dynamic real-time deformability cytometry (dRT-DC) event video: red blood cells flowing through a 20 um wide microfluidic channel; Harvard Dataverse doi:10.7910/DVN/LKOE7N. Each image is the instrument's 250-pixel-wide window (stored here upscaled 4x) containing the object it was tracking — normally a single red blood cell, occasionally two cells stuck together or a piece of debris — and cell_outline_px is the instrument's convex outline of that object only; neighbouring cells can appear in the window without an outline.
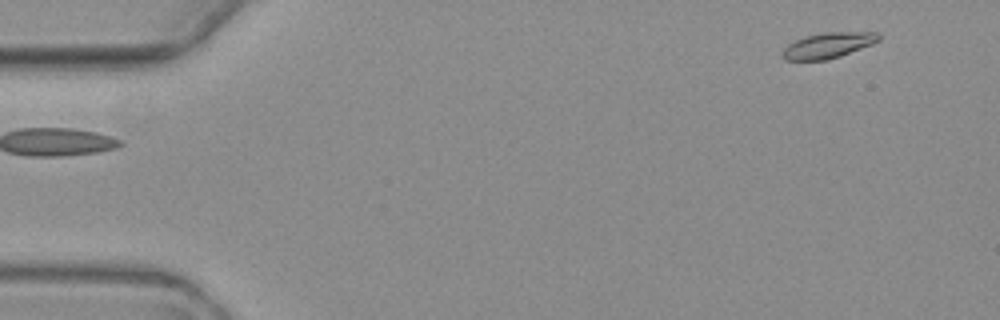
{"species": "common noctule bat (a hibernating species)", "species_latin": "Nyctalus noctula", "temperature_condition": "warm", "stored_images_in_passage": 5, "segment_of_instrument_passage": [2, 2], "camera_frame_rate_fps": 3000, "um_per_image_px": 0.085, "animal": {"sex": "female", "body_mass_g": 19.3, "forearm_length_mm": 54.1}, "frame": {"image": 1, "passage_image": 5, "time_ms": 5.0, "image_size_px": [1000, 320], "cell_outline_px": [[880, 40], [872, 44], [840, 56], [828, 60], [784, 60], [780, 56], [784, 48], [788, 44], [804, 36], [824, 32], [876, 32], [880, 36]], "centroid_in_image_um": [70.36, 3.86], "position_along_channel_um": 14.6, "area_um2": 14.39}}